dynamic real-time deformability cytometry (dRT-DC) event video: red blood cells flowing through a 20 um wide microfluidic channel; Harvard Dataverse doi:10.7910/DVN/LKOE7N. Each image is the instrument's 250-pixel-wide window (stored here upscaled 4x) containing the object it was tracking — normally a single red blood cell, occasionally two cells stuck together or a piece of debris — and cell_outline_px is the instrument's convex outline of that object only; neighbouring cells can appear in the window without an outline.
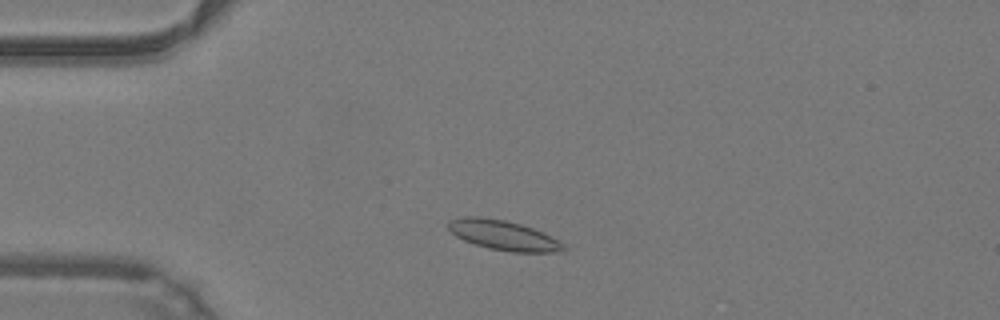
{"species": "common noctule bat (a hibernating species)", "species_latin": "Nyctalus noctula", "temperature_condition": "warm", "stored_images_in_passage": 44, "camera_frame_rate_fps": 3000, "um_per_image_px": 0.085, "animal": {"sex": "male", "body_mass_g": 19.2, "forearm_length_mm": 51.8}, "frame": {"image": 1, "passage_image": 7, "time_ms": 2.0, "image_size_px": [1000, 320], "cell_outline_px": [[568, 248], [556, 252], [512, 252], [488, 248], [464, 240], [456, 236], [448, 228], [448, 220], [468, 216], [476, 216], [504, 220], [520, 224], [532, 228], [564, 244]], "centroid_in_image_um": [42.75, 20.0], "position_along_channel_um": 42.2, "area_um2": 19.59}}
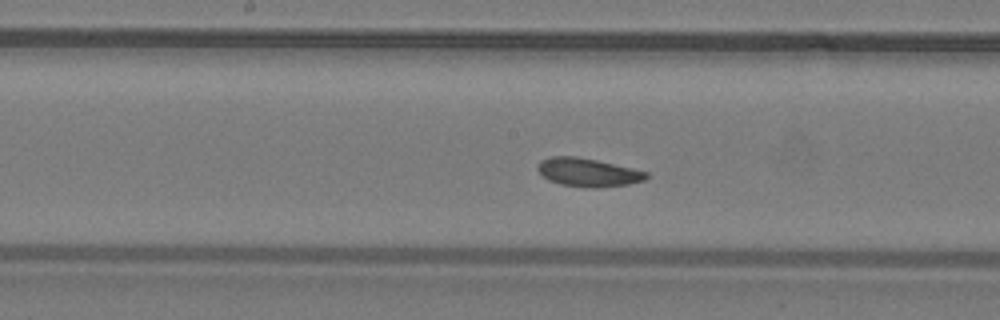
{"frame": {"image": 2, "passage_image": 20, "time_ms": 6.333, "image_size_px": [1000, 320], "cell_outline_px": [[648, 176], [644, 180], [628, 184], [596, 188], [588, 188], [560, 184], [548, 180], [536, 168], [540, 160], [548, 156], [576, 156], [596, 160], [632, 168], [648, 172]], "centroid_in_image_um": [49.95, 14.65], "position_along_channel_um": 198.3, "area_um2": 17.98}}
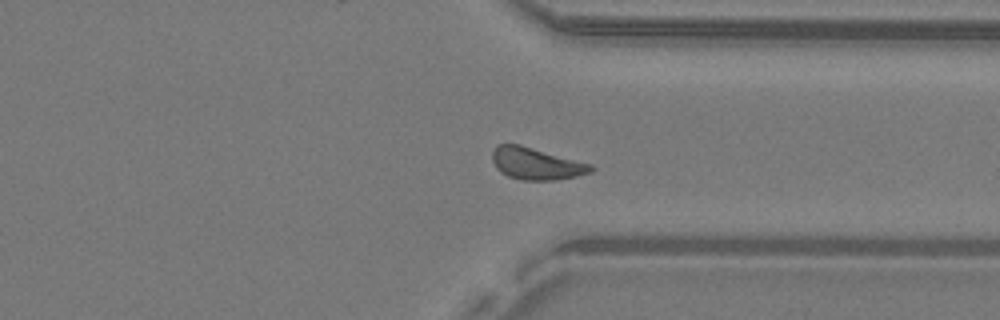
{"frame": {"image": 3, "passage_image": 32, "time_ms": 10.333, "image_size_px": [1000, 320], "cell_outline_px": [[596, 168], [592, 172], [576, 176], [556, 180], [520, 180], [508, 176], [500, 172], [496, 168], [492, 160], [492, 152], [496, 144], [520, 144], [592, 164]], "centroid_in_image_um": [45.58, 13.91], "position_along_channel_um": 365.8, "area_um2": 18.55}, "authors_computed_cell_mechanics": {"area_um2": 18.1203, "velocity_mm_per_s": 4.1977, "shape_relaxation_time_tau1_ms": 1.9863, "shape_relaxation_time_tau2_ms": 2.6029, "deformation_change_tau1": 0.0731, "deformation_change_tau2": 0.0785}}